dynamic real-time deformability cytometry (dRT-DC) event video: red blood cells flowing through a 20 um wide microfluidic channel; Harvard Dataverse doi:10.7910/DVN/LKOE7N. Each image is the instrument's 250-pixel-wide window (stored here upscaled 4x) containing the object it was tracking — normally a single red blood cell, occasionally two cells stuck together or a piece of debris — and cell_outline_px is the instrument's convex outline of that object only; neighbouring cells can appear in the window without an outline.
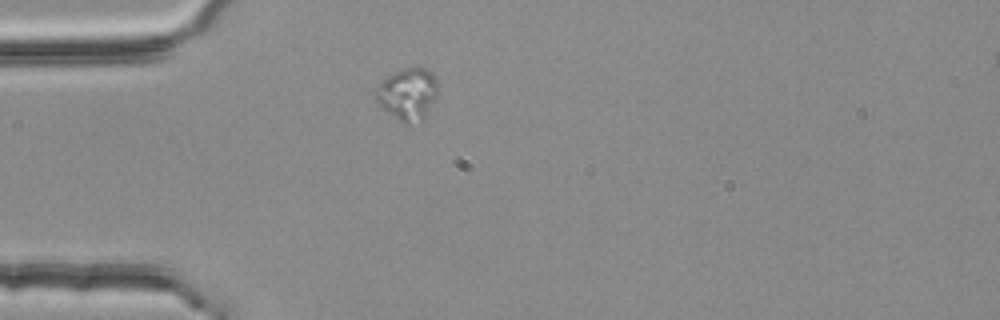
{"species": "common noctule bat (a hibernating species)", "species_latin": "Nyctalus noctula", "temperature_condition": "room temperature", "stored_images_in_passage": 1, "camera_frame_rate_fps": 3000, "um_per_image_px": 0.085, "animal": {"sex": "female", "body_mass_g": 25.1}, "frame": {"image": 1, "passage_image": 1, "time_ms": 0.0, "image_size_px": [1000, 320], "cell_outline_px": [[440, 84], [424, 120], [408, 124], [404, 124], [388, 112], [376, 100], [376, 84], [392, 72], [416, 64], [428, 68], [436, 76]], "centroid_in_image_um": [34.68, 7.92], "position_along_channel_um": 50.3, "area_um2": 19.31}}